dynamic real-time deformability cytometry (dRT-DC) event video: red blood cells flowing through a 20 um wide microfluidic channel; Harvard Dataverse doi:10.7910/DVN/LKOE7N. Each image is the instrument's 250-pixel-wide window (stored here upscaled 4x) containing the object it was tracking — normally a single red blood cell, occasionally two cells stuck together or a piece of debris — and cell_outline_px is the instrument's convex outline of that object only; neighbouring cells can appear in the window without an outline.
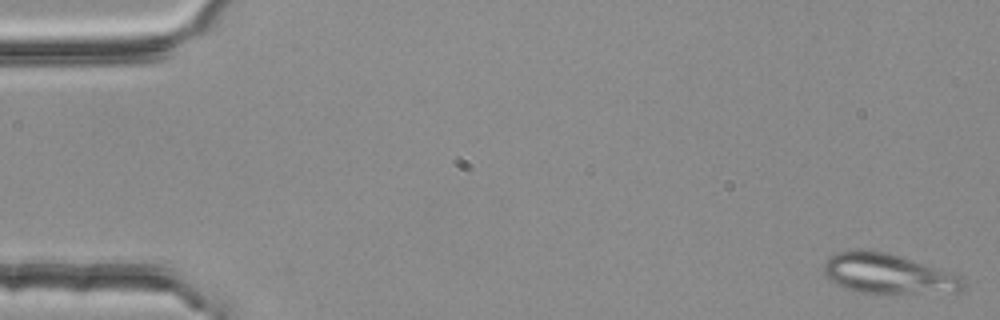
{"species": "common noctule bat (a hibernating species)", "species_latin": "Nyctalus noctula", "temperature_condition": "room temperature", "stored_images_in_passage": 17, "camera_frame_rate_fps": 3000, "um_per_image_px": 0.085, "animal": {"sex": "female", "body_mass_g": 25.1}, "frame": {"image": 1, "passage_image": 1, "time_ms": 0.0, "image_size_px": [1000, 320], "cell_outline_px": [[964, 288], [956, 292], [888, 296], [860, 292], [844, 288], [828, 280], [824, 276], [824, 264], [836, 252], [860, 248], [884, 252], [900, 256], [912, 260], [956, 276], [964, 280]], "centroid_in_image_um": [75.42, 23.32], "position_along_channel_um": 9.6, "area_um2": 33.0}}